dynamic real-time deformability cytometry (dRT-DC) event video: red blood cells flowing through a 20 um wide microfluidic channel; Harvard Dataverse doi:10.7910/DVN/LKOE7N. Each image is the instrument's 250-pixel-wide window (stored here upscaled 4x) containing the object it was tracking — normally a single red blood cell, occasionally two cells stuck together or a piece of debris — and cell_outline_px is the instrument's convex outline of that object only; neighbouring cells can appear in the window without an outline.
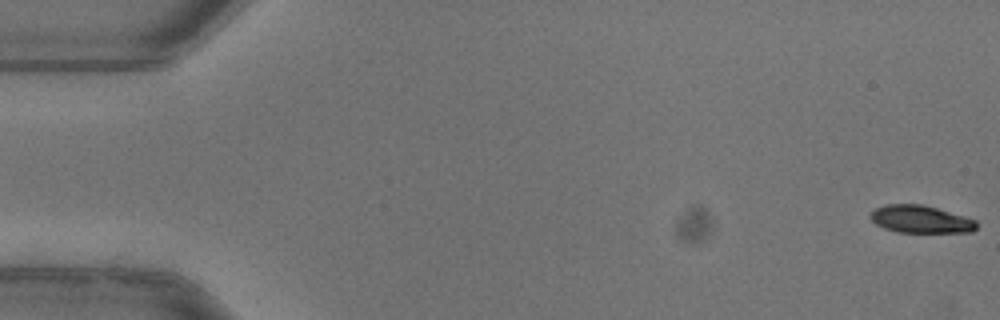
{"species": "common noctule bat (a hibernating species)", "species_latin": "Nyctalus noctula", "temperature_condition": "warm", "stored_images_in_passage": 50, "camera_frame_rate_fps": 3000, "um_per_image_px": 0.085, "animal": {"sex": "female"}, "frame": {"image": 1, "passage_image": 1, "time_ms": 0.0, "image_size_px": [1000, 320], "cell_outline_px": [[976, 228], [972, 232], [896, 232], [884, 228], [876, 224], [868, 216], [876, 208], [884, 204], [920, 204], [936, 208], [964, 216], [976, 220]], "centroid_in_image_um": [78.23, 18.63], "position_along_channel_um": 6.8, "area_um2": 16.94}}
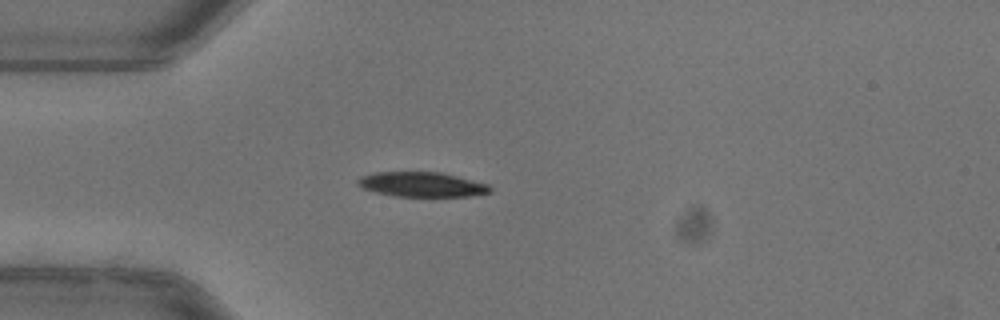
{"frame": {"image": 2, "passage_image": 15, "time_ms": 4.667, "image_size_px": [1000, 320], "cell_outline_px": [[492, 192], [468, 196], [396, 196], [376, 192], [360, 188], [356, 184], [356, 180], [360, 176], [372, 172], [440, 172], [488, 184], [492, 188]], "centroid_in_image_um": [35.8, 15.67], "position_along_channel_um": 49.2, "area_um2": 19.13}}